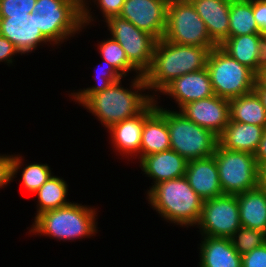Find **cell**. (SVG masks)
Listing matches in <instances>:
<instances>
[{"label": "cell", "instance_id": "6da1fadb", "mask_svg": "<svg viewBox=\"0 0 266 267\" xmlns=\"http://www.w3.org/2000/svg\"><path fill=\"white\" fill-rule=\"evenodd\" d=\"M213 48L179 45L164 38L158 40L150 67L143 74L149 94L155 100H160L159 93L174 79L206 68L208 55Z\"/></svg>", "mask_w": 266, "mask_h": 267}, {"label": "cell", "instance_id": "7a4b0ae2", "mask_svg": "<svg viewBox=\"0 0 266 267\" xmlns=\"http://www.w3.org/2000/svg\"><path fill=\"white\" fill-rule=\"evenodd\" d=\"M132 77L128 79L131 80L128 88L122 85V81L126 79H120L104 91L92 95L82 105L101 122L105 130L125 119L135 117L154 100L147 92L143 75Z\"/></svg>", "mask_w": 266, "mask_h": 267}, {"label": "cell", "instance_id": "3957f363", "mask_svg": "<svg viewBox=\"0 0 266 267\" xmlns=\"http://www.w3.org/2000/svg\"><path fill=\"white\" fill-rule=\"evenodd\" d=\"M145 195L150 207L169 224L184 228L198 224L203 200L191 188L185 176L159 182Z\"/></svg>", "mask_w": 266, "mask_h": 267}, {"label": "cell", "instance_id": "277c9868", "mask_svg": "<svg viewBox=\"0 0 266 267\" xmlns=\"http://www.w3.org/2000/svg\"><path fill=\"white\" fill-rule=\"evenodd\" d=\"M97 211L95 206L72 201L66 206L39 214L26 233L63 242L91 238L100 231Z\"/></svg>", "mask_w": 266, "mask_h": 267}, {"label": "cell", "instance_id": "5b68a950", "mask_svg": "<svg viewBox=\"0 0 266 267\" xmlns=\"http://www.w3.org/2000/svg\"><path fill=\"white\" fill-rule=\"evenodd\" d=\"M159 103L160 101L156 100V109L166 119L171 150L177 152L187 161L202 159L215 154L218 136L195 124L176 108H164Z\"/></svg>", "mask_w": 266, "mask_h": 267}, {"label": "cell", "instance_id": "8992f818", "mask_svg": "<svg viewBox=\"0 0 266 267\" xmlns=\"http://www.w3.org/2000/svg\"><path fill=\"white\" fill-rule=\"evenodd\" d=\"M206 69L214 94L218 97L231 100L254 90L257 75L220 46L210 50Z\"/></svg>", "mask_w": 266, "mask_h": 267}, {"label": "cell", "instance_id": "52a82bcc", "mask_svg": "<svg viewBox=\"0 0 266 267\" xmlns=\"http://www.w3.org/2000/svg\"><path fill=\"white\" fill-rule=\"evenodd\" d=\"M163 38L179 45L218 46L210 38L204 21L189 0L168 2Z\"/></svg>", "mask_w": 266, "mask_h": 267}, {"label": "cell", "instance_id": "ba28073f", "mask_svg": "<svg viewBox=\"0 0 266 267\" xmlns=\"http://www.w3.org/2000/svg\"><path fill=\"white\" fill-rule=\"evenodd\" d=\"M214 157L223 194L237 195L258 186L259 167L254 154L218 144Z\"/></svg>", "mask_w": 266, "mask_h": 267}, {"label": "cell", "instance_id": "9c48e42d", "mask_svg": "<svg viewBox=\"0 0 266 267\" xmlns=\"http://www.w3.org/2000/svg\"><path fill=\"white\" fill-rule=\"evenodd\" d=\"M109 37L124 49L129 62L143 75L150 67L157 40L119 16L105 21Z\"/></svg>", "mask_w": 266, "mask_h": 267}, {"label": "cell", "instance_id": "30bf717a", "mask_svg": "<svg viewBox=\"0 0 266 267\" xmlns=\"http://www.w3.org/2000/svg\"><path fill=\"white\" fill-rule=\"evenodd\" d=\"M196 227L201 236L230 238L241 227L236 195L223 194L203 201Z\"/></svg>", "mask_w": 266, "mask_h": 267}, {"label": "cell", "instance_id": "8fae6325", "mask_svg": "<svg viewBox=\"0 0 266 267\" xmlns=\"http://www.w3.org/2000/svg\"><path fill=\"white\" fill-rule=\"evenodd\" d=\"M167 6L166 0H126L119 17L128 20L158 41L165 32Z\"/></svg>", "mask_w": 266, "mask_h": 267}, {"label": "cell", "instance_id": "7c38bea8", "mask_svg": "<svg viewBox=\"0 0 266 267\" xmlns=\"http://www.w3.org/2000/svg\"><path fill=\"white\" fill-rule=\"evenodd\" d=\"M35 24L54 47L61 48V44L82 32V9L35 12Z\"/></svg>", "mask_w": 266, "mask_h": 267}, {"label": "cell", "instance_id": "4fadbf2b", "mask_svg": "<svg viewBox=\"0 0 266 267\" xmlns=\"http://www.w3.org/2000/svg\"><path fill=\"white\" fill-rule=\"evenodd\" d=\"M178 111L195 124L210 130L216 136L222 133L230 121L229 100L217 95L189 102Z\"/></svg>", "mask_w": 266, "mask_h": 267}, {"label": "cell", "instance_id": "5bb4252c", "mask_svg": "<svg viewBox=\"0 0 266 267\" xmlns=\"http://www.w3.org/2000/svg\"><path fill=\"white\" fill-rule=\"evenodd\" d=\"M160 95H167L177 104L178 110L185 104L215 95L206 68L184 74L169 83ZM169 96V97H168Z\"/></svg>", "mask_w": 266, "mask_h": 267}, {"label": "cell", "instance_id": "9a60e30c", "mask_svg": "<svg viewBox=\"0 0 266 267\" xmlns=\"http://www.w3.org/2000/svg\"><path fill=\"white\" fill-rule=\"evenodd\" d=\"M0 36L13 43L21 56L33 53L40 45L46 44L48 47L50 45L54 47L36 27L35 12H32L25 20L11 19V17L0 18Z\"/></svg>", "mask_w": 266, "mask_h": 267}, {"label": "cell", "instance_id": "2e32d148", "mask_svg": "<svg viewBox=\"0 0 266 267\" xmlns=\"http://www.w3.org/2000/svg\"><path fill=\"white\" fill-rule=\"evenodd\" d=\"M145 122V109L135 117L125 119L113 126L108 131L109 142L111 141L112 150L121 158H131L134 160L138 158L141 160V136ZM130 157V158H129Z\"/></svg>", "mask_w": 266, "mask_h": 267}, {"label": "cell", "instance_id": "e0dca14e", "mask_svg": "<svg viewBox=\"0 0 266 267\" xmlns=\"http://www.w3.org/2000/svg\"><path fill=\"white\" fill-rule=\"evenodd\" d=\"M139 163L143 175L152 179V186L146 190L147 193L159 182L185 176L188 161L170 149L144 156Z\"/></svg>", "mask_w": 266, "mask_h": 267}, {"label": "cell", "instance_id": "ac0fdd59", "mask_svg": "<svg viewBox=\"0 0 266 267\" xmlns=\"http://www.w3.org/2000/svg\"><path fill=\"white\" fill-rule=\"evenodd\" d=\"M185 177L203 201L223 195L214 155L188 161Z\"/></svg>", "mask_w": 266, "mask_h": 267}, {"label": "cell", "instance_id": "d6986e66", "mask_svg": "<svg viewBox=\"0 0 266 267\" xmlns=\"http://www.w3.org/2000/svg\"><path fill=\"white\" fill-rule=\"evenodd\" d=\"M265 41L266 36L263 34H248L228 37L220 47L258 75L263 64Z\"/></svg>", "mask_w": 266, "mask_h": 267}, {"label": "cell", "instance_id": "ffe728a7", "mask_svg": "<svg viewBox=\"0 0 266 267\" xmlns=\"http://www.w3.org/2000/svg\"><path fill=\"white\" fill-rule=\"evenodd\" d=\"M204 21L210 38L220 46L229 34L231 0H189Z\"/></svg>", "mask_w": 266, "mask_h": 267}, {"label": "cell", "instance_id": "44dd1931", "mask_svg": "<svg viewBox=\"0 0 266 267\" xmlns=\"http://www.w3.org/2000/svg\"><path fill=\"white\" fill-rule=\"evenodd\" d=\"M141 137V159L144 156L171 149L167 122L156 109L155 99L145 108V122Z\"/></svg>", "mask_w": 266, "mask_h": 267}, {"label": "cell", "instance_id": "7402d4cb", "mask_svg": "<svg viewBox=\"0 0 266 267\" xmlns=\"http://www.w3.org/2000/svg\"><path fill=\"white\" fill-rule=\"evenodd\" d=\"M197 267H242V256L230 238L200 236Z\"/></svg>", "mask_w": 266, "mask_h": 267}, {"label": "cell", "instance_id": "603a6c76", "mask_svg": "<svg viewBox=\"0 0 266 267\" xmlns=\"http://www.w3.org/2000/svg\"><path fill=\"white\" fill-rule=\"evenodd\" d=\"M265 127L229 121L218 136V144L225 149L254 154L263 136Z\"/></svg>", "mask_w": 266, "mask_h": 267}, {"label": "cell", "instance_id": "cb8c5ba5", "mask_svg": "<svg viewBox=\"0 0 266 267\" xmlns=\"http://www.w3.org/2000/svg\"><path fill=\"white\" fill-rule=\"evenodd\" d=\"M236 197L241 226L266 233V191L257 186Z\"/></svg>", "mask_w": 266, "mask_h": 267}, {"label": "cell", "instance_id": "d4e9b609", "mask_svg": "<svg viewBox=\"0 0 266 267\" xmlns=\"http://www.w3.org/2000/svg\"><path fill=\"white\" fill-rule=\"evenodd\" d=\"M230 121L259 125L266 128V111L254 92L229 100Z\"/></svg>", "mask_w": 266, "mask_h": 267}, {"label": "cell", "instance_id": "484cf974", "mask_svg": "<svg viewBox=\"0 0 266 267\" xmlns=\"http://www.w3.org/2000/svg\"><path fill=\"white\" fill-rule=\"evenodd\" d=\"M63 177L52 175L34 194L37 200L34 219L41 213L66 206L71 202L68 197V184Z\"/></svg>", "mask_w": 266, "mask_h": 267}, {"label": "cell", "instance_id": "4316f807", "mask_svg": "<svg viewBox=\"0 0 266 267\" xmlns=\"http://www.w3.org/2000/svg\"><path fill=\"white\" fill-rule=\"evenodd\" d=\"M21 155V156H20ZM24 158L22 154H14L13 153V162H12V181L16 178L18 173L20 176L21 186L26 189L27 192L33 194L54 174L52 172V168L47 163H37L31 162L25 164L24 166ZM23 161V162H22ZM23 168V169H22ZM22 170V171H21Z\"/></svg>", "mask_w": 266, "mask_h": 267}, {"label": "cell", "instance_id": "83f0119b", "mask_svg": "<svg viewBox=\"0 0 266 267\" xmlns=\"http://www.w3.org/2000/svg\"><path fill=\"white\" fill-rule=\"evenodd\" d=\"M261 34L253 16V0H231L228 37Z\"/></svg>", "mask_w": 266, "mask_h": 267}, {"label": "cell", "instance_id": "f1b7e54d", "mask_svg": "<svg viewBox=\"0 0 266 267\" xmlns=\"http://www.w3.org/2000/svg\"><path fill=\"white\" fill-rule=\"evenodd\" d=\"M102 66H98L96 69L99 71L97 73L98 76H94V80L97 81L94 86H90L87 88L73 90V92L69 93V98L74 100L75 104L77 103L79 106H82L92 95L102 92L107 89L112 83L117 82L124 77L115 69L113 65L102 59ZM105 64V65H104ZM104 65V67H103ZM100 67V68H99ZM96 72V70H95ZM96 77V78H95ZM75 91V92H74Z\"/></svg>", "mask_w": 266, "mask_h": 267}, {"label": "cell", "instance_id": "f546056e", "mask_svg": "<svg viewBox=\"0 0 266 267\" xmlns=\"http://www.w3.org/2000/svg\"><path fill=\"white\" fill-rule=\"evenodd\" d=\"M96 46L100 57L113 65L124 78L129 76V73H133L134 77L142 76L129 62L124 49L116 40L108 37L107 39L101 40V42L99 41Z\"/></svg>", "mask_w": 266, "mask_h": 267}, {"label": "cell", "instance_id": "4dcf8cb0", "mask_svg": "<svg viewBox=\"0 0 266 267\" xmlns=\"http://www.w3.org/2000/svg\"><path fill=\"white\" fill-rule=\"evenodd\" d=\"M125 1L126 0H82L83 30L87 29L86 27L89 25H94V22H96V18L94 16L95 13L93 11L91 12V5H94V7L96 5V9L100 10L99 12H101L103 17V20L101 21L105 22L112 16H119Z\"/></svg>", "mask_w": 266, "mask_h": 267}, {"label": "cell", "instance_id": "1f68e13d", "mask_svg": "<svg viewBox=\"0 0 266 267\" xmlns=\"http://www.w3.org/2000/svg\"><path fill=\"white\" fill-rule=\"evenodd\" d=\"M230 239L234 249L242 256L266 243V233L241 226Z\"/></svg>", "mask_w": 266, "mask_h": 267}, {"label": "cell", "instance_id": "d6a6232c", "mask_svg": "<svg viewBox=\"0 0 266 267\" xmlns=\"http://www.w3.org/2000/svg\"><path fill=\"white\" fill-rule=\"evenodd\" d=\"M37 0H0V18L28 19Z\"/></svg>", "mask_w": 266, "mask_h": 267}, {"label": "cell", "instance_id": "836d02e7", "mask_svg": "<svg viewBox=\"0 0 266 267\" xmlns=\"http://www.w3.org/2000/svg\"><path fill=\"white\" fill-rule=\"evenodd\" d=\"M57 9H82V0H37L33 12H50Z\"/></svg>", "mask_w": 266, "mask_h": 267}, {"label": "cell", "instance_id": "e575fe53", "mask_svg": "<svg viewBox=\"0 0 266 267\" xmlns=\"http://www.w3.org/2000/svg\"><path fill=\"white\" fill-rule=\"evenodd\" d=\"M242 267H266V243L242 255Z\"/></svg>", "mask_w": 266, "mask_h": 267}, {"label": "cell", "instance_id": "d590c367", "mask_svg": "<svg viewBox=\"0 0 266 267\" xmlns=\"http://www.w3.org/2000/svg\"><path fill=\"white\" fill-rule=\"evenodd\" d=\"M13 155L0 154V188L4 190L12 181ZM0 189V190H1Z\"/></svg>", "mask_w": 266, "mask_h": 267}, {"label": "cell", "instance_id": "8d00e7d4", "mask_svg": "<svg viewBox=\"0 0 266 267\" xmlns=\"http://www.w3.org/2000/svg\"><path fill=\"white\" fill-rule=\"evenodd\" d=\"M20 54L16 47L7 38L0 36V63L13 66L14 56Z\"/></svg>", "mask_w": 266, "mask_h": 267}, {"label": "cell", "instance_id": "74e56055", "mask_svg": "<svg viewBox=\"0 0 266 267\" xmlns=\"http://www.w3.org/2000/svg\"><path fill=\"white\" fill-rule=\"evenodd\" d=\"M253 16L261 34L266 36V0H253Z\"/></svg>", "mask_w": 266, "mask_h": 267}, {"label": "cell", "instance_id": "f35d334b", "mask_svg": "<svg viewBox=\"0 0 266 267\" xmlns=\"http://www.w3.org/2000/svg\"><path fill=\"white\" fill-rule=\"evenodd\" d=\"M254 156L258 167L266 163V128Z\"/></svg>", "mask_w": 266, "mask_h": 267}, {"label": "cell", "instance_id": "ab89813d", "mask_svg": "<svg viewBox=\"0 0 266 267\" xmlns=\"http://www.w3.org/2000/svg\"><path fill=\"white\" fill-rule=\"evenodd\" d=\"M253 91L259 96L266 111V87L256 79Z\"/></svg>", "mask_w": 266, "mask_h": 267}, {"label": "cell", "instance_id": "60d3db41", "mask_svg": "<svg viewBox=\"0 0 266 267\" xmlns=\"http://www.w3.org/2000/svg\"><path fill=\"white\" fill-rule=\"evenodd\" d=\"M258 186L266 191V163L259 166Z\"/></svg>", "mask_w": 266, "mask_h": 267}, {"label": "cell", "instance_id": "b9f144b4", "mask_svg": "<svg viewBox=\"0 0 266 267\" xmlns=\"http://www.w3.org/2000/svg\"><path fill=\"white\" fill-rule=\"evenodd\" d=\"M257 79L266 87V70H261Z\"/></svg>", "mask_w": 266, "mask_h": 267}, {"label": "cell", "instance_id": "7bdbcfd3", "mask_svg": "<svg viewBox=\"0 0 266 267\" xmlns=\"http://www.w3.org/2000/svg\"><path fill=\"white\" fill-rule=\"evenodd\" d=\"M261 70H266V41L264 44V56H263V64Z\"/></svg>", "mask_w": 266, "mask_h": 267}, {"label": "cell", "instance_id": "ee69618b", "mask_svg": "<svg viewBox=\"0 0 266 267\" xmlns=\"http://www.w3.org/2000/svg\"><path fill=\"white\" fill-rule=\"evenodd\" d=\"M167 2H171V1H179V0H166Z\"/></svg>", "mask_w": 266, "mask_h": 267}]
</instances>
